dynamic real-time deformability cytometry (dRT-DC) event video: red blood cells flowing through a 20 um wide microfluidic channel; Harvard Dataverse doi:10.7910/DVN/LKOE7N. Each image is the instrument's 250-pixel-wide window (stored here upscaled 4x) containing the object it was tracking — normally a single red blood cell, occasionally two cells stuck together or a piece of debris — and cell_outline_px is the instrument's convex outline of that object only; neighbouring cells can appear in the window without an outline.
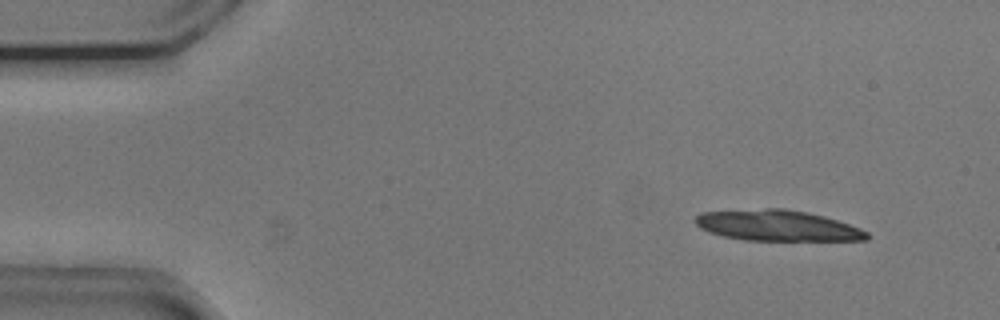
{"species": "common noctule bat (a hibernating species)", "species_latin": "Nyctalus noctula", "temperature_condition": "cold", "stored_images_in_passage": 22, "camera_frame_rate_fps": 3000, "um_per_image_px": 0.085, "animal": {"sex": "male", "body_mass_g": 20.5, "forearm_length_mm": 52.5}, "frame": {"image": 1, "passage_image": 4, "time_ms": 1.0, "image_size_px": [1000, 320], "cell_outline_px": [[868, 240], [744, 240], [724, 236], [700, 228], [696, 224], [696, 216], [700, 212], [764, 208], [784, 208], [808, 212], [824, 216], [860, 228], [868, 232]], "centroid_in_image_um": [66.07, 19.16], "position_along_channel_um": 18.9, "area_um2": 30.63}}